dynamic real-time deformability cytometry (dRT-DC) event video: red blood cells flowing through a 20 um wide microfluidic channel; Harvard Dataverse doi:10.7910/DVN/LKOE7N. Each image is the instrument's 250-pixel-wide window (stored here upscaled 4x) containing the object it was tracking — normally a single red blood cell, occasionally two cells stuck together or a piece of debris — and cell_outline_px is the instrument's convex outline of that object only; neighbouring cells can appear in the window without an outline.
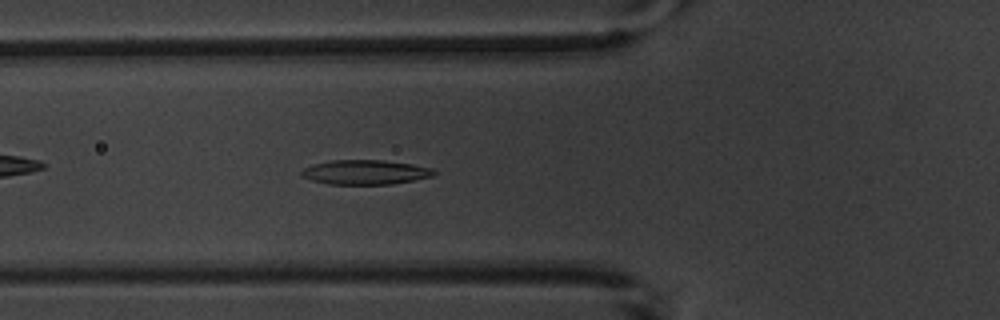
{"species": "common noctule bat (a hibernating species)", "species_latin": "Nyctalus noctula", "temperature_condition": "warm", "stored_images_in_passage": 4, "camera_frame_rate_fps": 3000, "um_per_image_px": 0.085, "animal": {"sex": "male", "body_mass_g": 20.1, "forearm_length_mm": 53.5}, "frame": {"image": 1, "passage_image": 4, "time_ms": 4.667, "image_size_px": [1000, 320], "cell_outline_px": [[436, 172], [432, 176], [392, 184], [328, 184], [312, 180], [300, 176], [300, 172], [304, 168], [312, 164], [332, 160], [384, 160], [412, 164], [432, 168]], "centroid_in_image_um": [31.01, 14.63], "position_along_channel_um": 94.8, "area_um2": 18.9}}